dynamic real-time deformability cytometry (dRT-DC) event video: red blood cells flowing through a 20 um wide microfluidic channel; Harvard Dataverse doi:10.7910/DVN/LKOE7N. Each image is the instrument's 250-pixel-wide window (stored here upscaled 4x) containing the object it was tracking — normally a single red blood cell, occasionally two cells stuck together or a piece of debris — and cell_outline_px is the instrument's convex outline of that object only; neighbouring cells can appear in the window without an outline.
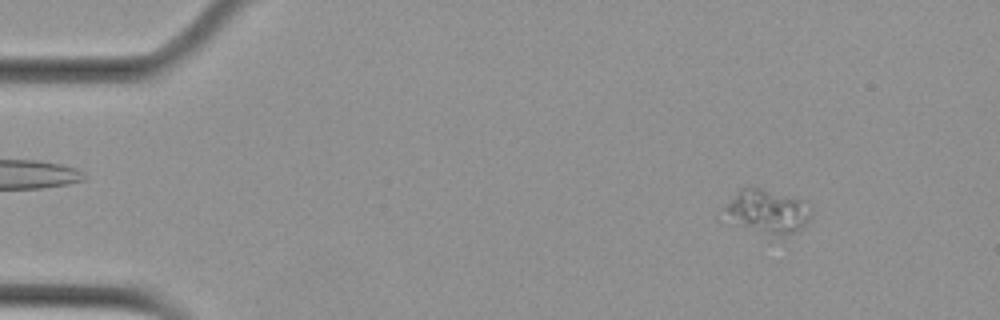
{"species": "Egyptian fruit bat (a non-hibernating species)", "species_latin": "Rousettus aegyptiacus", "temperature_condition": "cold", "stored_images_in_passage": 55, "camera_frame_rate_fps": 3000, "um_per_image_px": 0.085, "animal": {"sex": "female"}, "frame": {"image": 1, "passage_image": 6, "time_ms": 1.667, "image_size_px": [1000, 320], "cell_outline_px": [[812, 216], [804, 228], [796, 232], [784, 236], [780, 236], [716, 220], [720, 208], [744, 184], [756, 184], [800, 200], [812, 208]], "centroid_in_image_um": [65.05, 17.93], "position_along_channel_um": 19.9, "area_um2": 23.81}}
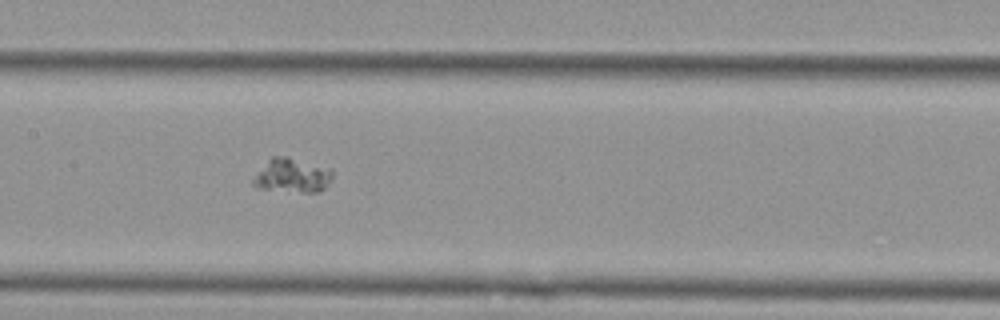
{"frame": {"image": 2, "passage_image": 27, "time_ms": 8.667, "image_size_px": [1000, 320], "cell_outline_px": [[332, 180], [320, 192], [300, 192], [256, 188], [252, 184], [252, 180], [268, 160], [272, 156], [288, 156], [332, 168]], "centroid_in_image_um": [24.87, 14.91], "position_along_channel_um": 182.5, "area_um2": 15.9}}
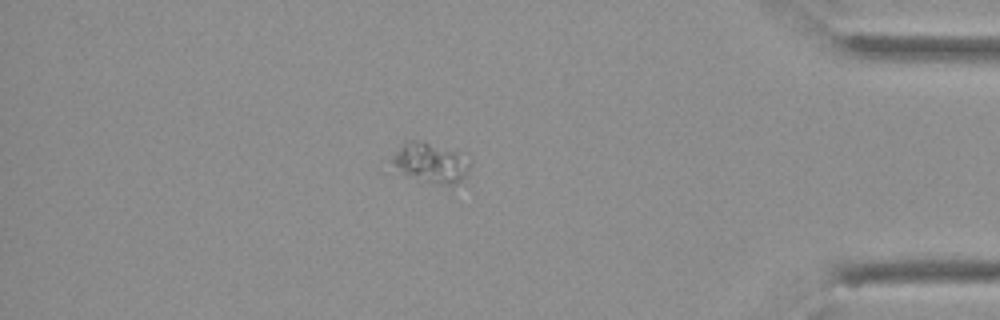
{"frame": {"image": 3, "passage_image": 48, "time_ms": 15.667, "image_size_px": [1000, 320], "cell_outline_px": [[472, 160], [468, 172], [460, 180], [452, 184], [440, 184], [424, 180], [404, 172], [392, 160], [392, 156], [404, 140], [416, 140], [456, 152]], "centroid_in_image_um": [36.65, 13.8], "position_along_channel_um": 398.6, "area_um2": 17.11}}